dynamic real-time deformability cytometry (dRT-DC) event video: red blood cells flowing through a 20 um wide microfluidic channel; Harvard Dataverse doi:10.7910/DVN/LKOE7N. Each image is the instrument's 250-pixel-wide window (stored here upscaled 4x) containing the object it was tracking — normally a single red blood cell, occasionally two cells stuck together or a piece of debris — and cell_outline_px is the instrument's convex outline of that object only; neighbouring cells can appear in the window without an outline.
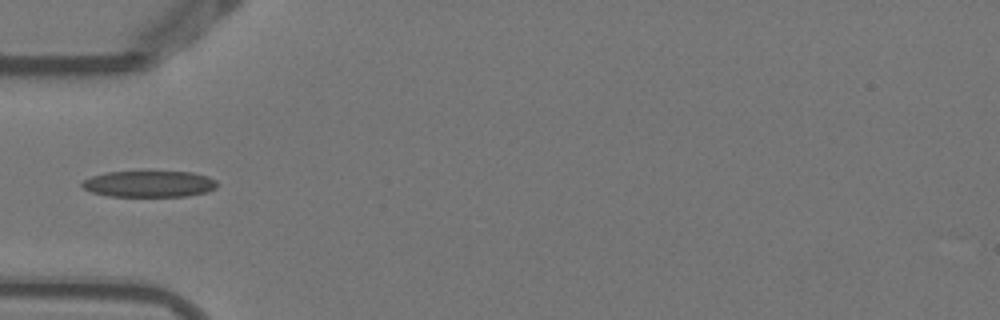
{"species": "Egyptian fruit bat (a non-hibernating species)", "species_latin": "Rousettus aegyptiacus", "temperature_condition": "warm", "stored_images_in_passage": 5, "camera_frame_rate_fps": 3000, "um_per_image_px": 0.085, "animal": {"sex": "female"}, "frame": {"image": 1, "passage_image": 4, "time_ms": 1.0, "image_size_px": [1000, 320], "cell_outline_px": [[220, 184], [216, 188], [204, 192], [188, 196], [108, 196], [92, 192], [84, 188], [80, 184], [84, 180], [92, 176], [108, 172], [192, 172], [208, 176], [216, 180]], "centroid_in_image_um": [12.71, 15.63], "position_along_channel_um": 72.3, "area_um2": 20.63}}
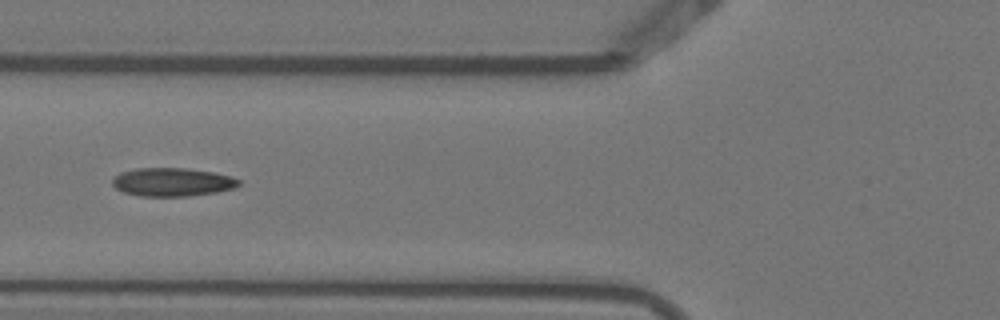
{"frame": {"image": 2, "passage_image": 5, "time_ms": 1.333, "image_size_px": [1000, 320], "cell_outline_px": [[240, 184], [236, 188], [216, 192], [188, 196], [140, 196], [124, 192], [116, 188], [112, 184], [112, 180], [120, 172], [136, 168], [188, 168], [212, 172], [232, 176], [240, 180]], "centroid_in_image_um": [14.67, 15.47], "position_along_channel_um": 111.1, "area_um2": 20.98}}